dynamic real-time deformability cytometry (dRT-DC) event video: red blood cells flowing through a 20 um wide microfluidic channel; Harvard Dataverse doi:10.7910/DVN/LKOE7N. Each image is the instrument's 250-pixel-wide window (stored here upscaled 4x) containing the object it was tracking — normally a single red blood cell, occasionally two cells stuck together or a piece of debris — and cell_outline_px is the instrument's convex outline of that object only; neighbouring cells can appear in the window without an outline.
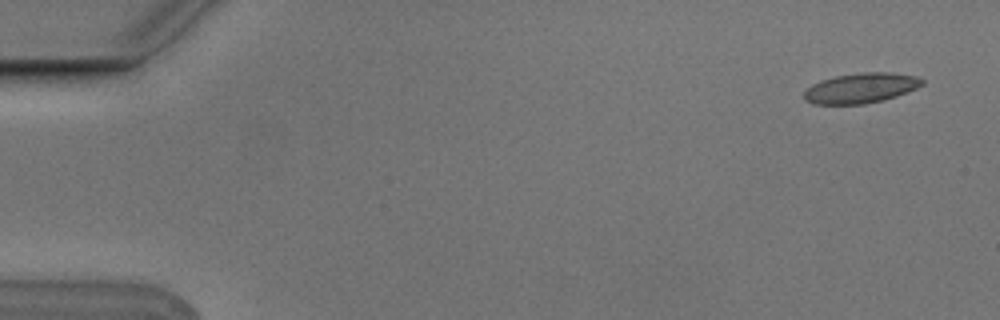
{"species": "Egyptian fruit bat (a non-hibernating species)", "species_latin": "Rousettus aegyptiacus", "temperature_condition": "cold", "stored_images_in_passage": 7, "camera_frame_rate_fps": 3000, "um_per_image_px": 0.085, "animal": {"sex": "male"}, "frame": {"image": 1, "passage_image": 1, "time_ms": 0.0, "image_size_px": [1000, 320], "cell_outline_px": [[924, 84], [916, 88], [896, 96], [884, 100], [864, 104], [812, 104], [804, 100], [804, 92], [812, 84], [820, 80], [836, 76], [860, 72], [892, 72], [916, 76], [924, 80]], "centroid_in_image_um": [73.17, 7.48], "position_along_channel_um": 11.8, "area_um2": 20.81}}
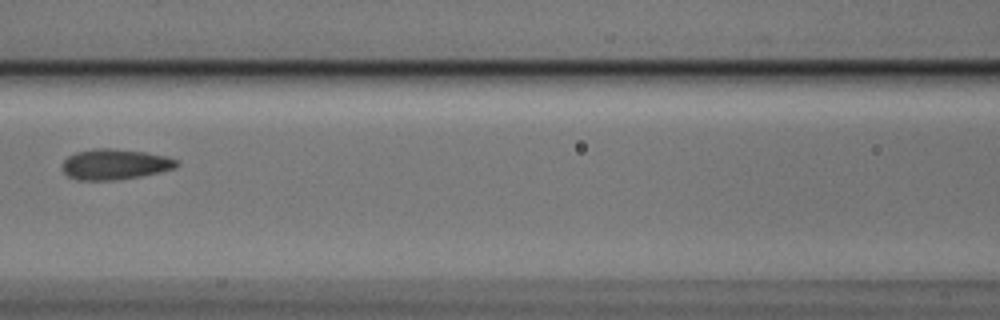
{"frame": {"image": 2, "passage_image": 7, "time_ms": 2.0, "image_size_px": [1000, 320], "cell_outline_px": [[180, 164], [176, 168], [140, 176], [116, 180], [76, 180], [68, 176], [64, 172], [64, 160], [68, 156], [76, 152], [96, 148], [112, 148], [144, 152], [168, 156], [176, 160]], "centroid_in_image_um": [9.78, 13.96], "position_along_channel_um": 156.8, "area_um2": 20.29}}